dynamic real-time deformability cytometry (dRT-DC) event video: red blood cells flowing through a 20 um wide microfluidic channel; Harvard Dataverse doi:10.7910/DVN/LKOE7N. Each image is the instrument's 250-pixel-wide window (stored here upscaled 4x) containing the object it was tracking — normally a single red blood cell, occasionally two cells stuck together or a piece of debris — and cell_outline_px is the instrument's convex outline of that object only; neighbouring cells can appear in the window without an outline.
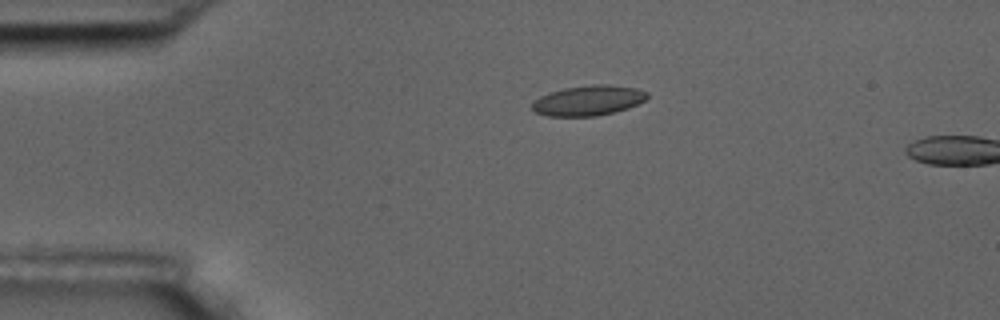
{"species": "common noctule bat (a hibernating species)", "species_latin": "Nyctalus noctula", "temperature_condition": "room temperature", "stored_images_in_passage": 4, "camera_frame_rate_fps": 3000, "um_per_image_px": 0.085, "animal": {"sex": "male", "body_mass_g": 17.5, "forearm_length_mm": 52.3}, "frame": {"image": 1, "passage_image": 3, "time_ms": 3.333, "image_size_px": [1000, 320], "cell_outline_px": [[648, 96], [644, 100], [628, 108], [596, 116], [548, 116], [532, 112], [532, 104], [540, 96], [564, 88], [592, 84], [608, 84], [636, 88], [648, 92]], "centroid_in_image_um": [49.99, 8.54], "position_along_channel_um": 35.0, "area_um2": 20.11}}